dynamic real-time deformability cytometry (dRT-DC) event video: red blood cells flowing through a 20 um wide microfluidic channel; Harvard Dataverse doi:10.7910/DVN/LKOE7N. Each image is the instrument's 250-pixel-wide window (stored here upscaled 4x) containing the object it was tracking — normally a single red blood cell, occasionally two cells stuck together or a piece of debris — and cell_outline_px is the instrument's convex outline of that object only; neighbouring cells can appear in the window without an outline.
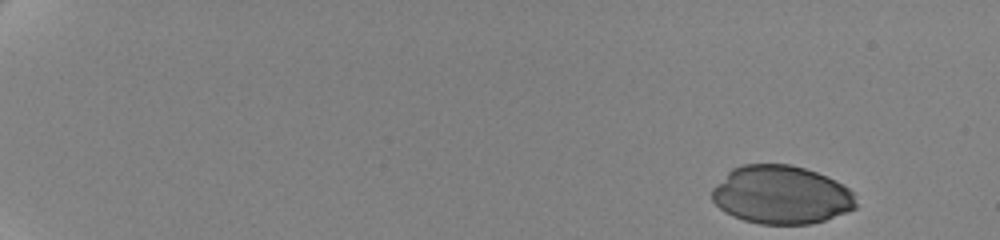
{"species": "human", "species_latin": "Homo sapiens", "temperature_condition": "cold", "stored_images_in_passage": 40, "camera_frame_rate_fps": 3000, "um_per_image_px": 0.085, "donor": {"sex": "female"}, "frame": {"image": 1, "passage_image": 1, "time_ms": 0.0, "image_size_px": [1000, 240], "cell_outline_px": [[856, 208], [848, 212], [812, 224], [760, 224], [744, 220], [732, 216], [724, 212], [712, 200], [712, 188], [732, 168], [744, 164], [788, 164], [804, 168], [816, 172], [836, 180], [848, 188], [852, 192], [856, 204]], "centroid_in_image_um": [66.4, 16.57], "position_along_channel_um": 18.6, "area_um2": 49.01}}
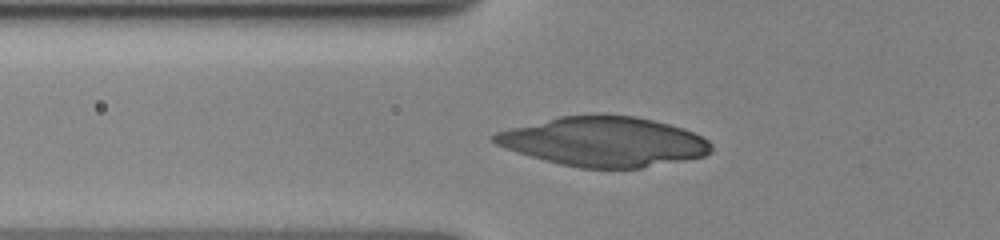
{"frame": {"image": 2, "passage_image": 11, "time_ms": 6.333, "image_size_px": [1000, 240], "cell_outline_px": [[712, 152], [704, 156], [684, 160], [640, 168], [580, 168], [560, 164], [544, 160], [504, 148], [496, 144], [492, 140], [492, 136], [496, 132], [560, 116], [636, 116], [684, 128], [708, 140], [712, 144]], "centroid_in_image_um": [51.35, 12.06], "position_along_channel_um": 74.4, "area_um2": 61.9}}
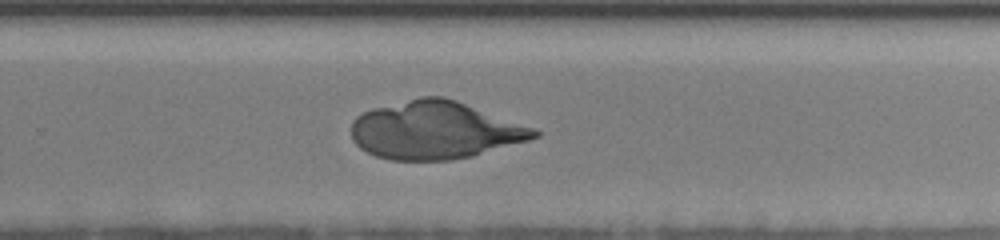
{"frame": {"image": 3, "passage_image": 26, "time_ms": 12.667, "image_size_px": [1000, 240], "cell_outline_px": [[540, 136], [528, 140], [472, 156], [452, 160], [392, 160], [376, 156], [360, 148], [352, 140], [352, 120], [356, 116], [372, 108], [420, 96], [444, 96], [456, 100], [532, 128], [540, 132]], "centroid_in_image_um": [36.92, 11.07], "position_along_channel_um": 292.9, "area_um2": 61.21}}